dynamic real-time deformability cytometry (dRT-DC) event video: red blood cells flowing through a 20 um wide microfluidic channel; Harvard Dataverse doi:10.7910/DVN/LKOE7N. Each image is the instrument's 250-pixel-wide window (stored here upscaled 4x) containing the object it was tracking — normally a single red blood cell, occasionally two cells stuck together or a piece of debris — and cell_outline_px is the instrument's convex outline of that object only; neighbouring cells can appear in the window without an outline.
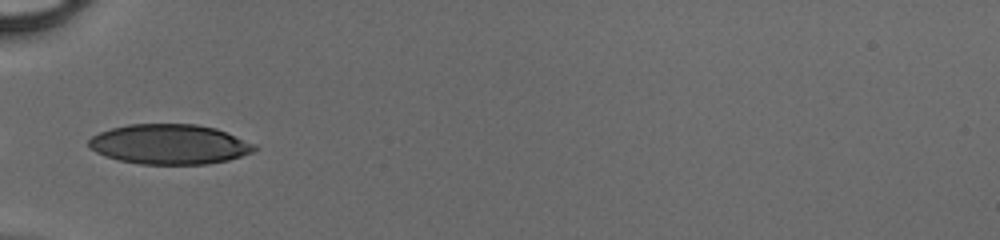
{"species": "human", "species_latin": "Homo sapiens", "temperature_condition": "cold", "stored_images_in_passage": 12, "camera_frame_rate_fps": 3000, "um_per_image_px": 0.085, "donor": {"sex": "male"}, "frame": {"image": 1, "passage_image": 1, "time_ms": 0.0, "image_size_px": [1000, 240], "cell_outline_px": [[256, 148], [252, 152], [228, 160], [208, 164], [140, 164], [120, 160], [104, 156], [96, 152], [88, 144], [88, 140], [92, 136], [100, 132], [112, 128], [128, 124], [196, 124], [216, 128], [256, 144]], "centroid_in_image_um": [14.41, 12.26], "position_along_channel_um": 70.6, "area_um2": 38.49}}
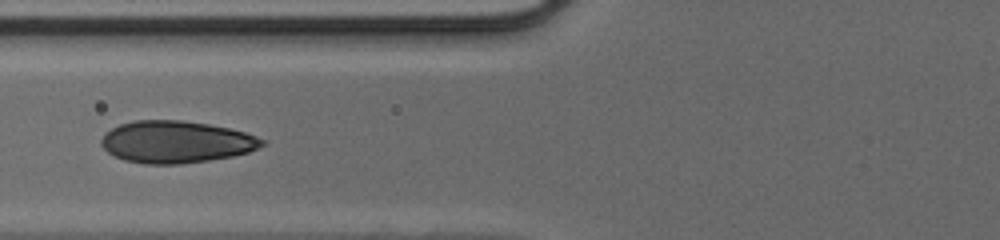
{"frame": {"image": 2, "passage_image": 4, "time_ms": 1.0, "image_size_px": [1000, 240], "cell_outline_px": [[268, 144], [248, 152], [232, 156], [208, 160], [180, 164], [144, 164], [124, 160], [108, 152], [100, 144], [100, 140], [104, 132], [120, 124], [136, 120], [180, 120], [208, 124], [228, 128], [244, 132], [256, 136], [264, 140]], "centroid_in_image_um": [14.95, 12.06], "position_along_channel_um": 110.8, "area_um2": 39.42}}
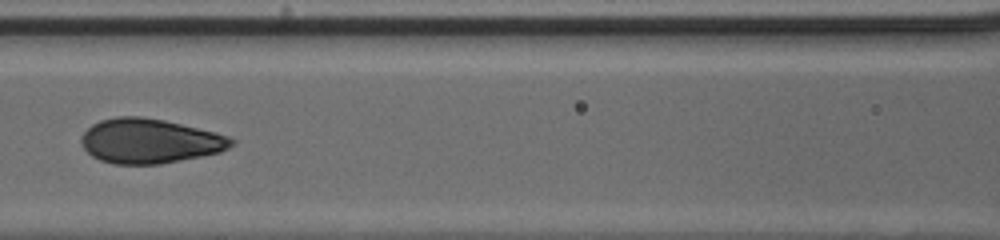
{"frame": {"image": 3, "passage_image": 7, "time_ms": 2.0, "image_size_px": [1000, 240], "cell_outline_px": [[236, 144], [220, 152], [160, 164], [112, 164], [100, 160], [92, 156], [80, 144], [80, 140], [84, 132], [92, 124], [100, 120], [116, 116], [140, 116], [164, 120], [216, 132], [228, 136], [236, 140]], "centroid_in_image_um": [12.72, 11.98], "position_along_channel_um": 153.9, "area_um2": 39.13}}